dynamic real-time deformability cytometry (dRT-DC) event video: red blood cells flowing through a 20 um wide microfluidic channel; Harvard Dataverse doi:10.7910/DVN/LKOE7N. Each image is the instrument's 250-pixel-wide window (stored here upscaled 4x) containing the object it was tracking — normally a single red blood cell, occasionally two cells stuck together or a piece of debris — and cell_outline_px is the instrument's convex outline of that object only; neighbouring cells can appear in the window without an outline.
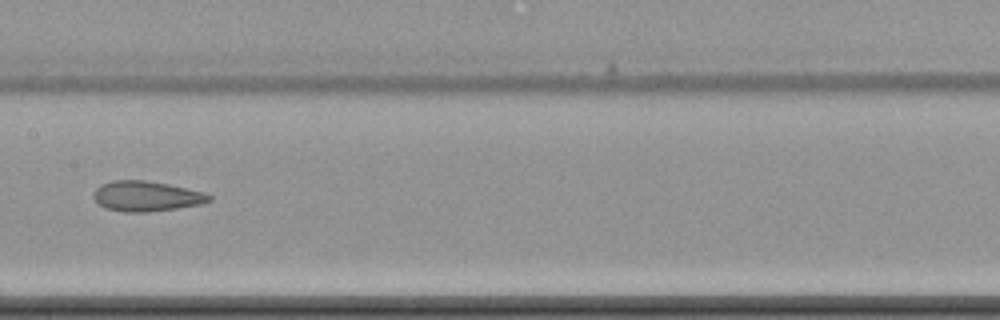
{"species": "common noctule bat (a hibernating species)", "species_latin": "Nyctalus noctula", "temperature_condition": "cold", "stored_images_in_passage": 10, "camera_frame_rate_fps": 3000, "um_per_image_px": 0.085, "animal": {"sex": "female", "body_mass_g": 22.7, "forearm_length_mm": 54.2}, "frame": {"image": 1, "passage_image": 9, "time_ms": 9.667, "image_size_px": [1000, 320], "cell_outline_px": [[212, 200], [200, 204], [176, 208], [148, 212], [124, 212], [104, 208], [92, 196], [92, 192], [100, 184], [112, 180], [144, 180], [168, 184], [204, 192], [212, 196]], "centroid_in_image_um": [12.41, 16.67], "position_along_channel_um": 195.0, "area_um2": 20.4}}
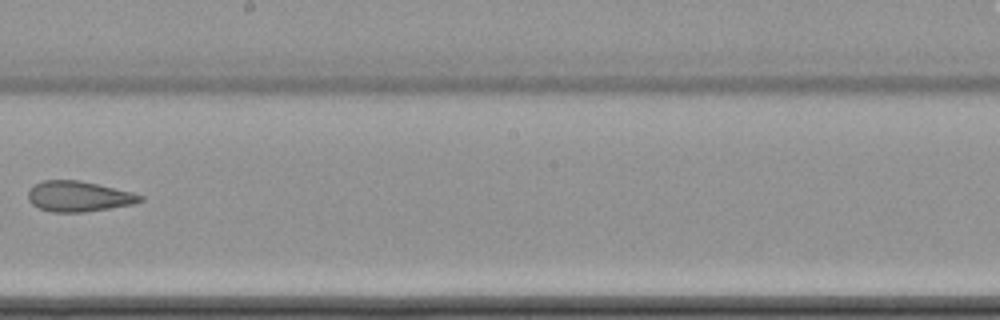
{"frame": {"image": 2, "passage_image": 10, "time_ms": 11.0, "image_size_px": [1000, 320], "cell_outline_px": [[144, 200], [132, 204], [84, 212], [52, 212], [40, 208], [32, 204], [28, 200], [28, 192], [36, 184], [44, 180], [80, 180], [132, 192], [144, 196]], "centroid_in_image_um": [6.69, 16.69], "position_along_channel_um": 241.5, "area_um2": 19.71}}